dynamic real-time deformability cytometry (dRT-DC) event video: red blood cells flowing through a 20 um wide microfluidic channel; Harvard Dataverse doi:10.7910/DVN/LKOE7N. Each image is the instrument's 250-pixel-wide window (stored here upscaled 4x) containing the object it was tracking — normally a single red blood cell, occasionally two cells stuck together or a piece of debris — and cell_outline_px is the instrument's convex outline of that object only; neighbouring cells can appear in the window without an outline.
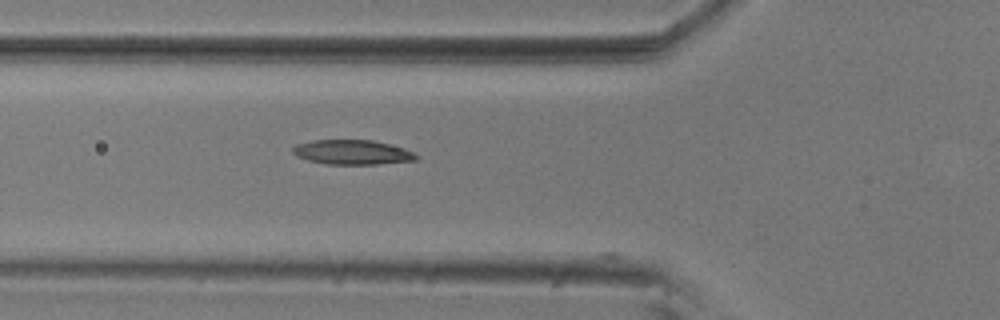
{"species": "common noctule bat (a hibernating species)", "species_latin": "Nyctalus noctula", "temperature_condition": "room temperature", "stored_images_in_passage": 6, "camera_frame_rate_fps": 3000, "um_per_image_px": 0.085, "animal": {"sex": "male", "body_mass_g": 20.5, "forearm_length_mm": 52.5}, "frame": {"image": 1, "passage_image": 3, "time_ms": 0.667, "image_size_px": [1000, 320], "cell_outline_px": [[420, 156], [416, 160], [376, 164], [324, 164], [308, 160], [296, 156], [292, 152], [292, 148], [296, 144], [312, 140], [372, 140], [404, 148]], "centroid_in_image_um": [29.92, 12.94], "position_along_channel_um": 95.9, "area_um2": 17.69}}